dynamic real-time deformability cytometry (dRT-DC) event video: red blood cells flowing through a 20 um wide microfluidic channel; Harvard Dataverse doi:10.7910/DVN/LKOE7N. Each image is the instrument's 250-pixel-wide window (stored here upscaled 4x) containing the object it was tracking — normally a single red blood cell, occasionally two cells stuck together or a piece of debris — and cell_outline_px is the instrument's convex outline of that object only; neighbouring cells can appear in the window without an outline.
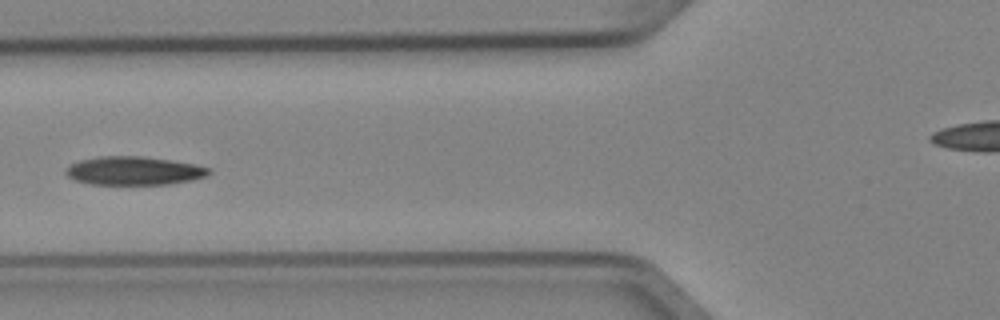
{"species": "Egyptian fruit bat (a non-hibernating species)", "species_latin": "Rousettus aegyptiacus", "temperature_condition": "cold", "stored_images_in_passage": 4, "camera_frame_rate_fps": 3000, "um_per_image_px": 0.085, "animal": {"sex": "female"}, "frame": {"image": 1, "passage_image": 3, "time_ms": 0.667, "image_size_px": [1000, 320], "cell_outline_px": [[212, 172], [208, 176], [192, 180], [168, 184], [92, 184], [76, 180], [68, 176], [64, 172], [68, 164], [80, 160], [96, 156], [144, 156], [172, 160], [196, 164], [208, 168]], "centroid_in_image_um": [11.39, 14.5], "position_along_channel_um": 114.4, "area_um2": 23.93}}
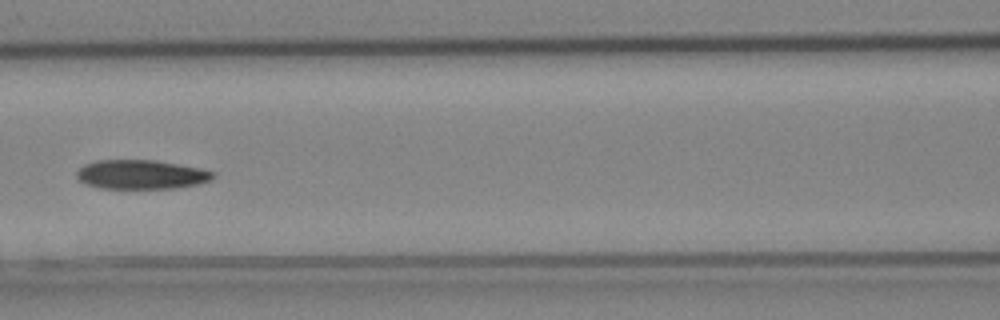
{"frame": {"image": 2, "passage_image": 4, "time_ms": 1.0, "image_size_px": [1000, 320], "cell_outline_px": [[216, 176], [212, 180], [200, 184], [176, 188], [100, 188], [88, 184], [80, 180], [76, 176], [76, 172], [84, 164], [96, 160], [156, 160], [200, 168], [216, 172]], "centroid_in_image_um": [12.05, 14.83], "position_along_channel_um": 154.5, "area_um2": 23.29}}